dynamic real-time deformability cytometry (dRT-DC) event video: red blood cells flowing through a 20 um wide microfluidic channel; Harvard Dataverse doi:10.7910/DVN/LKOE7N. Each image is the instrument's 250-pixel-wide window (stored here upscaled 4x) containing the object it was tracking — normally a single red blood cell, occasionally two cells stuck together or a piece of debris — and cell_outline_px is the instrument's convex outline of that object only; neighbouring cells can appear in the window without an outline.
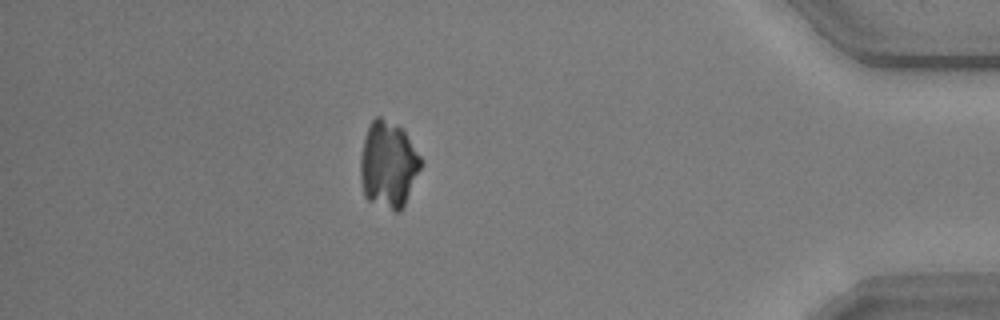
{"species": "common noctule bat (a hibernating species)", "species_latin": "Nyctalus noctula", "temperature_condition": "warm", "stored_images_in_passage": 55, "camera_frame_rate_fps": 3000, "um_per_image_px": 0.085, "animal": {"sex": "male", "body_mass_g": 20.5, "forearm_length_mm": 52.5}, "frame": {"image": 1, "passage_image": 48, "time_ms": 15.667, "image_size_px": [1000, 320], "cell_outline_px": [[424, 164], [400, 212], [396, 212], [368, 200], [364, 196], [360, 180], [360, 156], [364, 140], [368, 128], [372, 120], [376, 116], [380, 116], [396, 124], [404, 132], [424, 160]], "centroid_in_image_um": [33.02, 14.0], "position_along_channel_um": 402.2, "area_um2": 30.69}}